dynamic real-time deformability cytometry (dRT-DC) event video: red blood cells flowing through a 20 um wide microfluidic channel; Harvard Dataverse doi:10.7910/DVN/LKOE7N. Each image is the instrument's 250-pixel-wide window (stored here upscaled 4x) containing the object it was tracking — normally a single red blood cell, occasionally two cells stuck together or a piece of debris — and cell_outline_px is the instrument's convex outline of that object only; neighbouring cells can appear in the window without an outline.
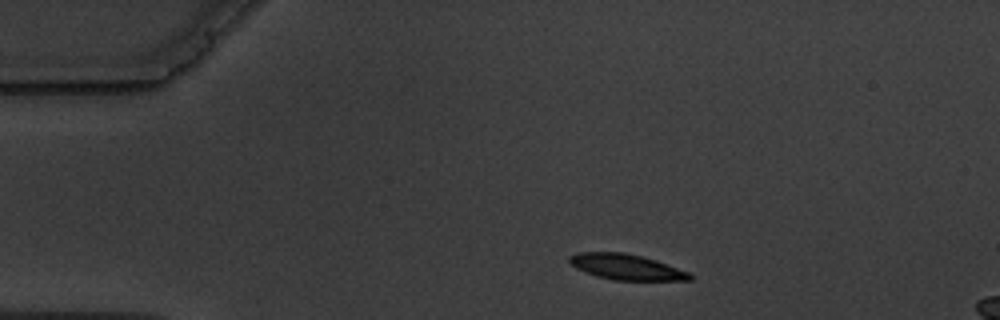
{"species": "common noctule bat (a hibernating species)", "species_latin": "Nyctalus noctula", "temperature_condition": "warm", "stored_images_in_passage": 7, "camera_frame_rate_fps": 3000, "um_per_image_px": 0.085, "animal": {"sex": "male", "body_mass_g": 19.5, "forearm_length_mm": 54.6}, "frame": {"image": 1, "passage_image": 1, "time_ms": 0.0, "image_size_px": [1000, 320], "cell_outline_px": [[692, 280], [616, 280], [596, 276], [584, 272], [576, 268], [568, 260], [568, 256], [576, 252], [624, 252], [656, 260], [688, 272], [692, 276]], "centroid_in_image_um": [53.18, 22.68], "position_along_channel_um": 31.8, "area_um2": 17.86}}
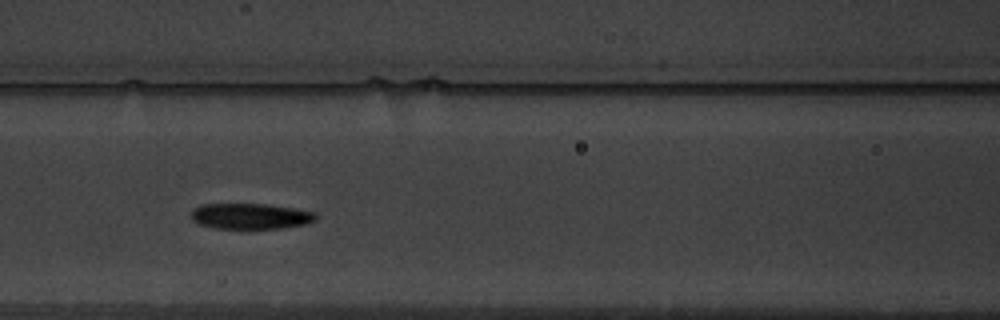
{"frame": {"image": 2, "passage_image": 5, "time_ms": 4.667, "image_size_px": [1000, 320], "cell_outline_px": [[316, 220], [304, 224], [280, 228], [212, 228], [200, 224], [192, 220], [192, 208], [200, 204], [264, 204], [292, 208], [316, 212]], "centroid_in_image_um": [21.25, 18.37], "position_along_channel_um": 145.3, "area_um2": 18.55}}
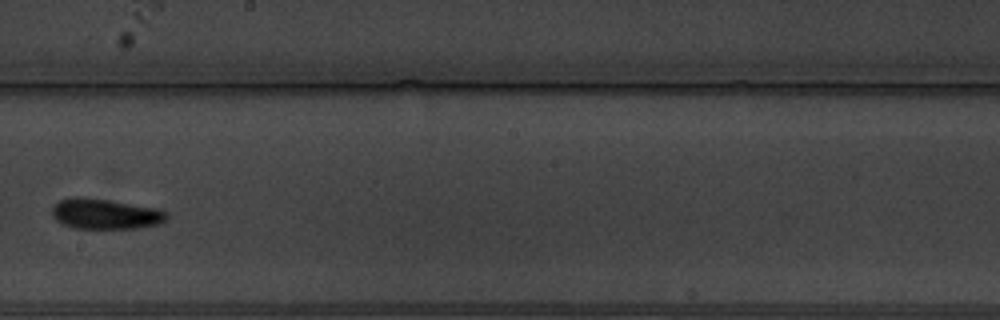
{"frame": {"image": 3, "passage_image": 7, "time_ms": 7.333, "image_size_px": [1000, 320], "cell_outline_px": [[168, 216], [160, 224], [140, 228], [76, 228], [64, 224], [56, 220], [52, 216], [52, 204], [60, 200], [72, 196], [84, 196], [160, 208], [168, 212]], "centroid_in_image_um": [8.96, 18.16], "position_along_channel_um": 239.2, "area_um2": 20.63}}